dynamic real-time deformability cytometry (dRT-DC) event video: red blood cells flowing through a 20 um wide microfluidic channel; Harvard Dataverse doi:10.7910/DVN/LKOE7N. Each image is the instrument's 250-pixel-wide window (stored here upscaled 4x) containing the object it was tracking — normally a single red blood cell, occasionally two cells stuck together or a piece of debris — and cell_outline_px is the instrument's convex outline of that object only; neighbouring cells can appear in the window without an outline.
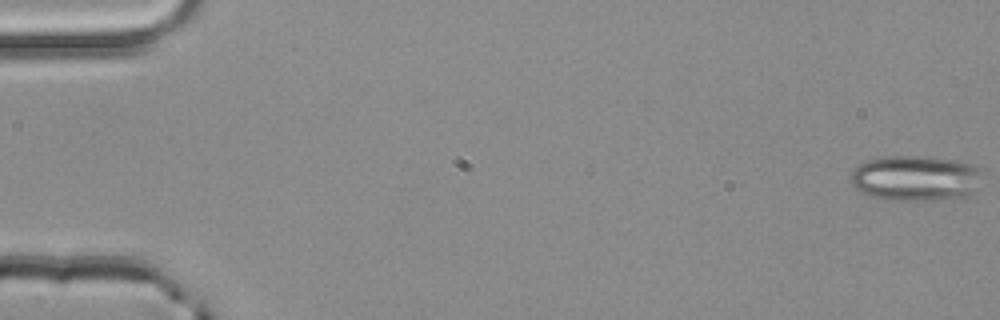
{"species": "common noctule bat (a hibernating species)", "species_latin": "Nyctalus noctula", "temperature_condition": "room temperature", "stored_images_in_passage": 52, "camera_frame_rate_fps": 3000, "um_per_image_px": 0.085, "animal": {"sex": "male", "body_mass_g": 20.4}, "frame": {"image": 1, "passage_image": 1, "time_ms": 0.0, "image_size_px": [1000, 320], "cell_outline_px": [[980, 188], [968, 196], [928, 200], [884, 200], [860, 192], [848, 180], [852, 172], [860, 164], [868, 160], [884, 156], [924, 156], [956, 160], [976, 164], [980, 168]], "centroid_in_image_um": [77.85, 15.14], "position_along_channel_um": 7.2, "area_um2": 35.32}}
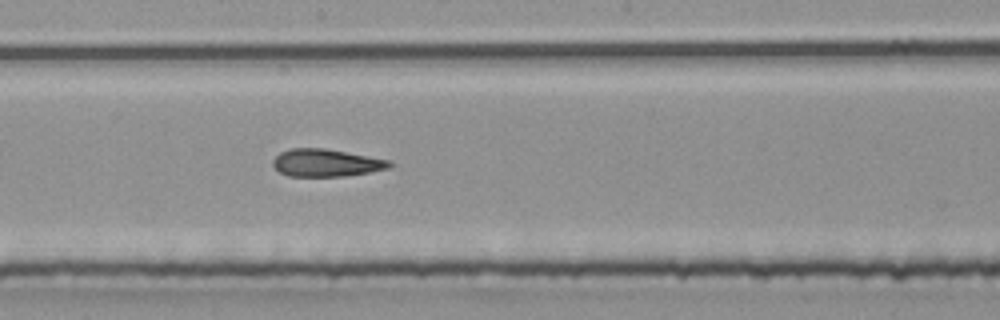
{"frame": {"image": 2, "passage_image": 29, "time_ms": 9.333, "image_size_px": [1000, 320], "cell_outline_px": [[392, 164], [388, 168], [372, 172], [344, 176], [288, 176], [280, 172], [272, 164], [272, 160], [280, 152], [292, 148], [324, 148], [388, 160]], "centroid_in_image_um": [27.69, 13.84], "position_along_channel_um": 220.5, "area_um2": 18.5}}
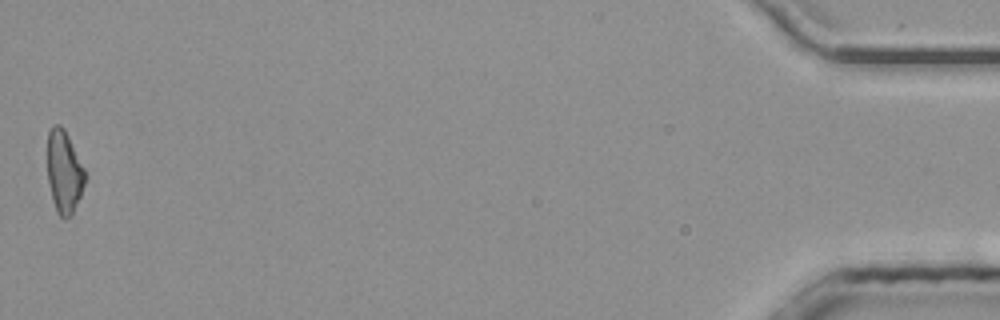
{"frame": {"image": 3, "passage_image": 52, "time_ms": 17.0, "image_size_px": [1000, 320], "cell_outline_px": [[84, 184], [80, 196], [72, 216], [60, 216], [56, 212], [52, 200], [48, 180], [48, 132], [52, 124], [60, 124], [64, 128], [84, 168]], "centroid_in_image_um": [5.43, 14.59], "position_along_channel_um": 429.8, "area_um2": 17.86}, "authors_computed_cell_mechanics": {"area_um2": 19.0451, "velocity_mm_per_s": 4.0631, "shape_relaxation_time_tau1_ms": null, "shape_relaxation_time_tau2_ms": 2.3319, "deformation_change_tau1": null, "deformation_change_tau2": 0.1224}}